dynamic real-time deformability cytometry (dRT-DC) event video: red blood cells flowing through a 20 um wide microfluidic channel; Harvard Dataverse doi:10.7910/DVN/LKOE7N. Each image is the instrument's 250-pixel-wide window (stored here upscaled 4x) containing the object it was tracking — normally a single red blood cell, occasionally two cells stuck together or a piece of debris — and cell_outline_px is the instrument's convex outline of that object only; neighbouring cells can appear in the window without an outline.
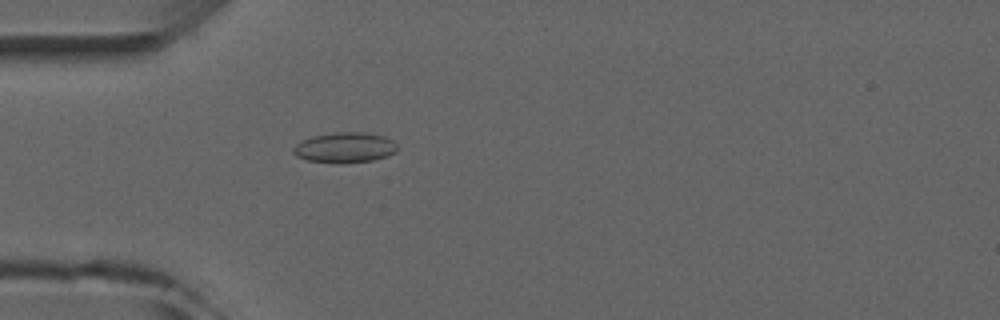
{"species": "common noctule bat (a hibernating species)", "species_latin": "Nyctalus noctula", "temperature_condition": "room temperature", "stored_images_in_passage": 4, "camera_frame_rate_fps": 3000, "um_per_image_px": 0.085, "animal": {"sex": "male", "forearm_length_mm": 52.5}, "frame": {"image": 1, "passage_image": 4, "time_ms": 4.0, "image_size_px": [1000, 320], "cell_outline_px": [[396, 152], [388, 156], [372, 160], [340, 164], [336, 164], [308, 160], [296, 156], [292, 152], [292, 148], [296, 144], [312, 136], [336, 132], [360, 132], [384, 136], [392, 140], [396, 144]], "centroid_in_image_um": [29.29, 12.55], "position_along_channel_um": 55.7, "area_um2": 18.44}}